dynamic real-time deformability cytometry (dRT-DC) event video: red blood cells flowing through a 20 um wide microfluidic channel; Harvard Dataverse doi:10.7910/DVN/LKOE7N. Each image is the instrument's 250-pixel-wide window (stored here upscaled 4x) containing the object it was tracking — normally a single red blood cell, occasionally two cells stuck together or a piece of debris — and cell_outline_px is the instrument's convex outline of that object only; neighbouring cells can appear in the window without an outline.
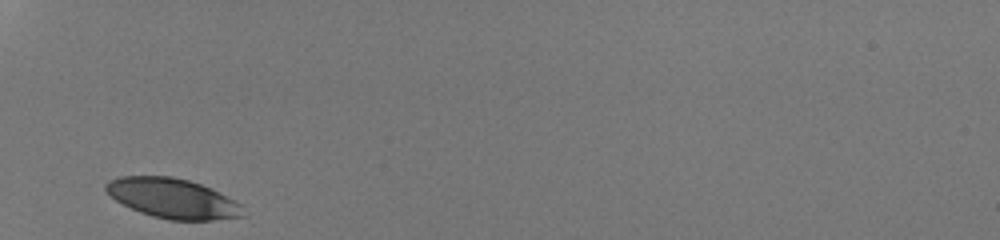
{"species": "human", "species_latin": "Homo sapiens", "temperature_condition": "room temperature", "stored_images_in_passage": 26, "camera_frame_rate_fps": 3000, "um_per_image_px": 0.085, "donor": {"sex": "male"}, "frame": {"image": 1, "passage_image": 1, "time_ms": 0.0, "image_size_px": [1000, 240], "cell_outline_px": [[244, 216], [212, 220], [168, 220], [152, 216], [140, 212], [116, 200], [104, 188], [104, 184], [108, 180], [120, 176], [172, 176], [188, 180], [212, 188], [240, 204]], "centroid_in_image_um": [14.65, 16.85], "position_along_channel_um": 70.3, "area_um2": 31.62}}
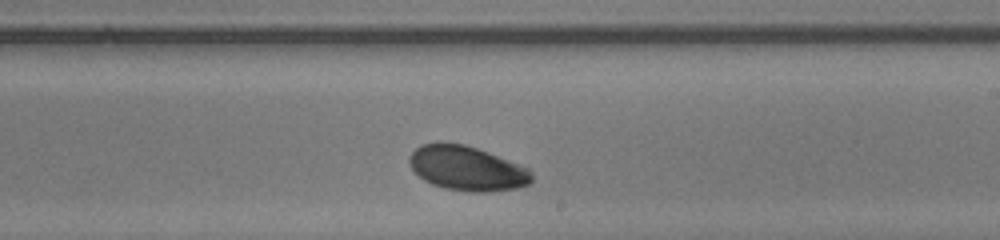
{"frame": {"image": 2, "passage_image": 15, "time_ms": 4.667, "image_size_px": [1000, 240], "cell_outline_px": [[532, 184], [516, 188], [488, 192], [472, 192], [444, 188], [432, 184], [424, 180], [412, 168], [408, 160], [412, 152], [420, 144], [436, 140], [464, 144], [488, 152], [528, 168], [532, 172]], "centroid_in_image_um": [39.68, 14.29], "position_along_channel_um": 249.3, "area_um2": 32.02}}
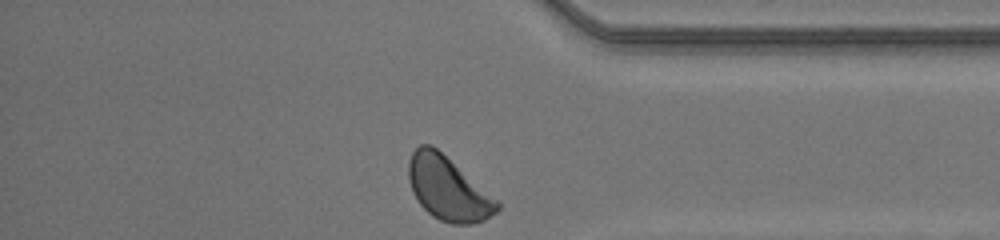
{"frame": {"image": 3, "passage_image": 26, "time_ms": 8.333, "image_size_px": [1000, 240], "cell_outline_px": [[500, 208], [496, 212], [484, 220], [472, 224], [452, 224], [440, 220], [432, 216], [420, 204], [412, 192], [408, 180], [408, 160], [412, 152], [420, 144], [432, 144], [500, 200]], "centroid_in_image_um": [38.09, 16.02], "position_along_channel_um": 397.1, "area_um2": 33.23}, "authors_computed_cell_mechanics": {"area_um2": 31.6744, "velocity_mm_per_s": 4.1324, "shape_relaxation_time_tau1_ms": 1.6996, "shape_relaxation_time_tau2_ms": null, "deformation_change_tau1": 0.0712, "deformation_change_tau2": null}}